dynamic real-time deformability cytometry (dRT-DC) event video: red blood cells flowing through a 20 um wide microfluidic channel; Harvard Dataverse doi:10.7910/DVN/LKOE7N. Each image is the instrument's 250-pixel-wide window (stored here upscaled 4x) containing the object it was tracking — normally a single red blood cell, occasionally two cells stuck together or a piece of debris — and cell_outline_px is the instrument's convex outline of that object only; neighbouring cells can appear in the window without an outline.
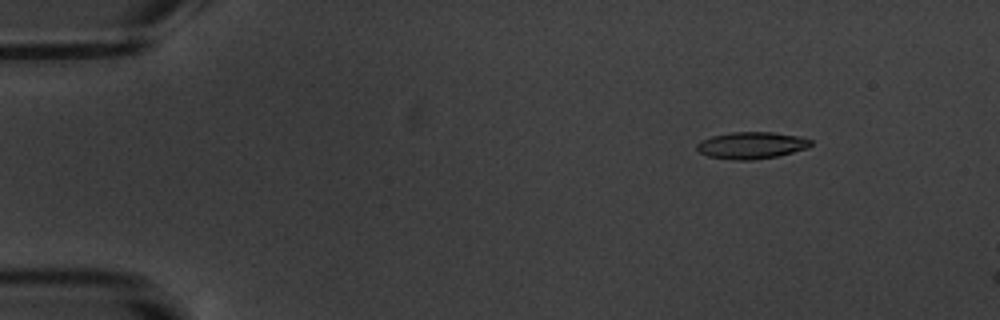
{"species": "common noctule bat (a hibernating species)", "species_latin": "Nyctalus noctula", "temperature_condition": "warm", "stored_images_in_passage": 5, "camera_frame_rate_fps": 3000, "um_per_image_px": 0.085, "animal": {"sex": "male", "body_mass_g": 20.1, "forearm_length_mm": 53.5}, "frame": {"image": 1, "passage_image": 3, "time_ms": 2.333, "image_size_px": [1000, 320], "cell_outline_px": [[812, 144], [808, 148], [780, 156], [752, 160], [732, 160], [708, 156], [700, 152], [696, 148], [696, 144], [700, 140], [712, 136], [732, 132], [772, 132], [796, 136], [812, 140]], "centroid_in_image_um": [63.87, 12.36], "position_along_channel_um": 21.1, "area_um2": 17.92}}